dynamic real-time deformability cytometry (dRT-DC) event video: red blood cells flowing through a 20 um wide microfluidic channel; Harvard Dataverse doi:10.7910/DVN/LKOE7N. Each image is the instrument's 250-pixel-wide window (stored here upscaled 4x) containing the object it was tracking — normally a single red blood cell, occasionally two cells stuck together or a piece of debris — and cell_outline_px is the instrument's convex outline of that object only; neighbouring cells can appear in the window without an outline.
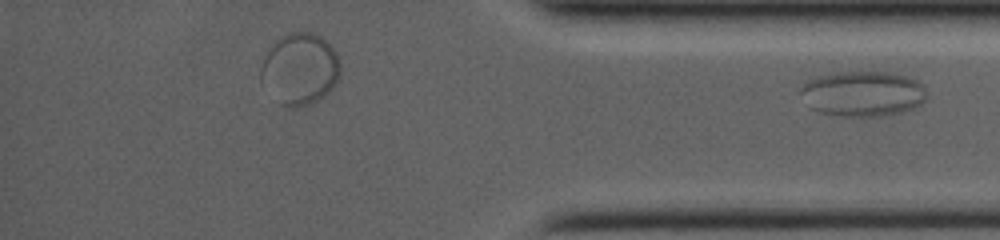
{"species": "common noctule bat (a hibernating species)", "species_latin": "Nyctalus noctula", "temperature_condition": "room temperature", "stored_images_in_passage": 23, "segment_of_instrument_passage": [2, 2], "camera_frame_rate_fps": 4000, "um_per_image_px": 0.085, "animal": {"sex": "female", "body_mass_g": 19.0, "forearm_length_mm": 53.3}, "frame": {"image": 1, "passage_image": 23, "time_ms": 9.5, "image_size_px": [1000, 240], "cell_outline_px": [[924, 100], [916, 108], [900, 112], [880, 116], [840, 116], [820, 112], [808, 108], [800, 92], [800, 88], [808, 80], [816, 76], [840, 72], [888, 72], [904, 76], [916, 80], [924, 88]], "centroid_in_image_um": [73.28, 7.97], "position_along_channel_um": 361.9, "area_um2": 33.18}}